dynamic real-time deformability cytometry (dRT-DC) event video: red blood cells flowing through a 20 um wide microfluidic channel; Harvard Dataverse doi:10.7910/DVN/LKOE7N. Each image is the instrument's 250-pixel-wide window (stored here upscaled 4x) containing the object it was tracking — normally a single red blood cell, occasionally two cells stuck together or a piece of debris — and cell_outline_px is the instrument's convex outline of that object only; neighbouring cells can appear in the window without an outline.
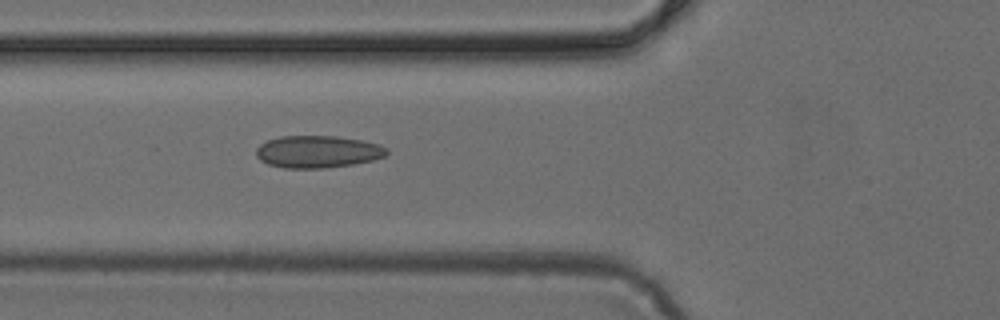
{"species": "common noctule bat (a hibernating species)", "species_latin": "Nyctalus noctula", "temperature_condition": "cold", "stored_images_in_passage": 35, "camera_frame_rate_fps": 3000, "um_per_image_px": 0.085, "animal": {"sex": "female", "body_mass_g": 24.6, "forearm_length_mm": 56.2}, "frame": {"image": 1, "passage_image": 5, "time_ms": 1.333, "image_size_px": [1000, 320], "cell_outline_px": [[388, 152], [384, 156], [372, 160], [352, 164], [324, 168], [284, 168], [268, 164], [260, 160], [256, 156], [256, 148], [260, 144], [268, 140], [280, 136], [336, 136], [360, 140], [380, 144], [388, 148]], "centroid_in_image_um": [26.99, 12.89], "position_along_channel_um": 98.8, "area_um2": 24.51}}
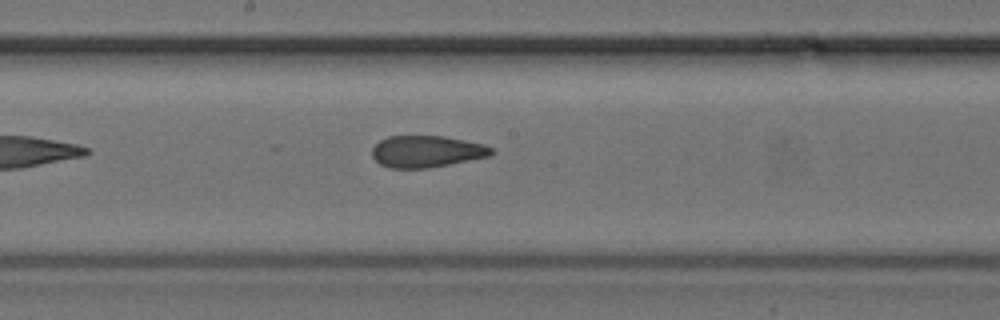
{"frame": {"image": 2, "passage_image": 13, "time_ms": 4.0, "image_size_px": [1000, 320], "cell_outline_px": [[496, 152], [488, 156], [428, 168], [388, 168], [380, 164], [372, 156], [372, 148], [380, 140], [388, 136], [444, 136], [484, 144], [492, 148]], "centroid_in_image_um": [36.24, 12.87], "position_along_channel_um": 212.0, "area_um2": 21.96}}
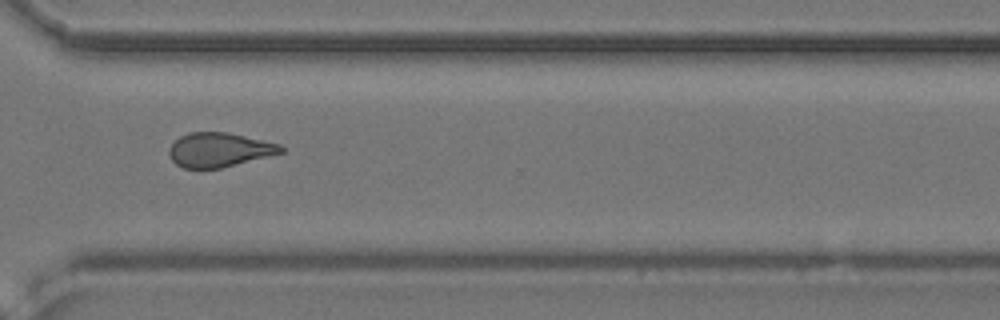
{"frame": {"image": 3, "passage_image": 23, "time_ms": 7.333, "image_size_px": [1000, 320], "cell_outline_px": [[284, 152], [220, 168], [184, 168], [176, 164], [172, 160], [168, 152], [168, 148], [180, 136], [188, 132], [228, 132], [280, 144], [284, 148]], "centroid_in_image_um": [18.61, 12.72], "position_along_channel_um": 352.0, "area_um2": 22.2}}